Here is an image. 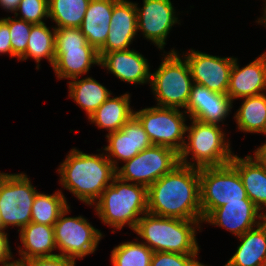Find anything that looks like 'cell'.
Listing matches in <instances>:
<instances>
[{"mask_svg": "<svg viewBox=\"0 0 266 266\" xmlns=\"http://www.w3.org/2000/svg\"><path fill=\"white\" fill-rule=\"evenodd\" d=\"M147 212L168 218L203 220L199 168L178 164L149 186Z\"/></svg>", "mask_w": 266, "mask_h": 266, "instance_id": "6da1fadb", "label": "cell"}, {"mask_svg": "<svg viewBox=\"0 0 266 266\" xmlns=\"http://www.w3.org/2000/svg\"><path fill=\"white\" fill-rule=\"evenodd\" d=\"M104 154H87L73 148L57 170L61 185L90 206L116 176V169Z\"/></svg>", "mask_w": 266, "mask_h": 266, "instance_id": "7a4b0ae2", "label": "cell"}, {"mask_svg": "<svg viewBox=\"0 0 266 266\" xmlns=\"http://www.w3.org/2000/svg\"><path fill=\"white\" fill-rule=\"evenodd\" d=\"M202 222L203 220L168 218L146 212L138 220L134 231L153 252L198 254L196 230H199Z\"/></svg>", "mask_w": 266, "mask_h": 266, "instance_id": "3957f363", "label": "cell"}, {"mask_svg": "<svg viewBox=\"0 0 266 266\" xmlns=\"http://www.w3.org/2000/svg\"><path fill=\"white\" fill-rule=\"evenodd\" d=\"M95 211L104 224L119 230L126 224L134 231L147 212V187L115 176L95 202Z\"/></svg>", "mask_w": 266, "mask_h": 266, "instance_id": "277c9868", "label": "cell"}, {"mask_svg": "<svg viewBox=\"0 0 266 266\" xmlns=\"http://www.w3.org/2000/svg\"><path fill=\"white\" fill-rule=\"evenodd\" d=\"M191 125L186 126L188 133L182 151L179 153L180 164L195 167H214L230 163L234 154L231 151L229 140L220 125L203 123L190 119ZM192 154L189 162L187 157Z\"/></svg>", "mask_w": 266, "mask_h": 266, "instance_id": "5b68a950", "label": "cell"}, {"mask_svg": "<svg viewBox=\"0 0 266 266\" xmlns=\"http://www.w3.org/2000/svg\"><path fill=\"white\" fill-rule=\"evenodd\" d=\"M192 84L189 64L175 49L166 53L159 68L151 73L150 86L160 107L185 109Z\"/></svg>", "mask_w": 266, "mask_h": 266, "instance_id": "8992f818", "label": "cell"}, {"mask_svg": "<svg viewBox=\"0 0 266 266\" xmlns=\"http://www.w3.org/2000/svg\"><path fill=\"white\" fill-rule=\"evenodd\" d=\"M100 65L98 50L90 45L80 28H55V63L58 79H73L86 74L92 65Z\"/></svg>", "mask_w": 266, "mask_h": 266, "instance_id": "52a82bcc", "label": "cell"}, {"mask_svg": "<svg viewBox=\"0 0 266 266\" xmlns=\"http://www.w3.org/2000/svg\"><path fill=\"white\" fill-rule=\"evenodd\" d=\"M203 221L227 202L249 199L237 169L231 164L199 169Z\"/></svg>", "mask_w": 266, "mask_h": 266, "instance_id": "ba28073f", "label": "cell"}, {"mask_svg": "<svg viewBox=\"0 0 266 266\" xmlns=\"http://www.w3.org/2000/svg\"><path fill=\"white\" fill-rule=\"evenodd\" d=\"M38 191L26 174L0 172V222L21 229L31 222V210Z\"/></svg>", "mask_w": 266, "mask_h": 266, "instance_id": "9c48e42d", "label": "cell"}, {"mask_svg": "<svg viewBox=\"0 0 266 266\" xmlns=\"http://www.w3.org/2000/svg\"><path fill=\"white\" fill-rule=\"evenodd\" d=\"M180 109L149 107L134 112L153 145L165 146L180 153L185 144V114Z\"/></svg>", "mask_w": 266, "mask_h": 266, "instance_id": "30bf717a", "label": "cell"}, {"mask_svg": "<svg viewBox=\"0 0 266 266\" xmlns=\"http://www.w3.org/2000/svg\"><path fill=\"white\" fill-rule=\"evenodd\" d=\"M124 163L120 169H116V176L147 188L180 164L179 153L159 145L144 149Z\"/></svg>", "mask_w": 266, "mask_h": 266, "instance_id": "8fae6325", "label": "cell"}, {"mask_svg": "<svg viewBox=\"0 0 266 266\" xmlns=\"http://www.w3.org/2000/svg\"><path fill=\"white\" fill-rule=\"evenodd\" d=\"M68 206L54 224V239L60 255L69 258H82L97 249L102 233L94 228L83 216L65 217Z\"/></svg>", "mask_w": 266, "mask_h": 266, "instance_id": "7c38bea8", "label": "cell"}, {"mask_svg": "<svg viewBox=\"0 0 266 266\" xmlns=\"http://www.w3.org/2000/svg\"><path fill=\"white\" fill-rule=\"evenodd\" d=\"M183 57L189 64L193 83L227 94L234 57L213 56L193 49Z\"/></svg>", "mask_w": 266, "mask_h": 266, "instance_id": "4fadbf2b", "label": "cell"}, {"mask_svg": "<svg viewBox=\"0 0 266 266\" xmlns=\"http://www.w3.org/2000/svg\"><path fill=\"white\" fill-rule=\"evenodd\" d=\"M137 10V30L163 50L172 26L179 22L171 0H143V7Z\"/></svg>", "mask_w": 266, "mask_h": 266, "instance_id": "5bb4252c", "label": "cell"}, {"mask_svg": "<svg viewBox=\"0 0 266 266\" xmlns=\"http://www.w3.org/2000/svg\"><path fill=\"white\" fill-rule=\"evenodd\" d=\"M106 137L109 144L103 149L115 169L120 168L117 164L118 160L126 162L153 145L135 116L128 120L120 130L108 133Z\"/></svg>", "mask_w": 266, "mask_h": 266, "instance_id": "9a60e30c", "label": "cell"}, {"mask_svg": "<svg viewBox=\"0 0 266 266\" xmlns=\"http://www.w3.org/2000/svg\"><path fill=\"white\" fill-rule=\"evenodd\" d=\"M259 211L250 199H241L216 208L203 222L226 228L238 237L266 219L265 213Z\"/></svg>", "mask_w": 266, "mask_h": 266, "instance_id": "2e32d148", "label": "cell"}, {"mask_svg": "<svg viewBox=\"0 0 266 266\" xmlns=\"http://www.w3.org/2000/svg\"><path fill=\"white\" fill-rule=\"evenodd\" d=\"M232 103L227 94L193 83L185 112L190 119L219 125L231 112Z\"/></svg>", "mask_w": 266, "mask_h": 266, "instance_id": "e0dca14e", "label": "cell"}, {"mask_svg": "<svg viewBox=\"0 0 266 266\" xmlns=\"http://www.w3.org/2000/svg\"><path fill=\"white\" fill-rule=\"evenodd\" d=\"M100 66L106 68L121 81L144 84L151 80L149 63L136 50H119L99 53Z\"/></svg>", "mask_w": 266, "mask_h": 266, "instance_id": "ac0fdd59", "label": "cell"}, {"mask_svg": "<svg viewBox=\"0 0 266 266\" xmlns=\"http://www.w3.org/2000/svg\"><path fill=\"white\" fill-rule=\"evenodd\" d=\"M109 33L99 53L128 50L137 35V10L135 2L119 0L114 6L109 25Z\"/></svg>", "mask_w": 266, "mask_h": 266, "instance_id": "d6986e66", "label": "cell"}, {"mask_svg": "<svg viewBox=\"0 0 266 266\" xmlns=\"http://www.w3.org/2000/svg\"><path fill=\"white\" fill-rule=\"evenodd\" d=\"M266 90V52L250 62L248 65L239 68L237 58L230 71L228 97L234 101L236 98L262 94Z\"/></svg>", "mask_w": 266, "mask_h": 266, "instance_id": "ffe728a7", "label": "cell"}, {"mask_svg": "<svg viewBox=\"0 0 266 266\" xmlns=\"http://www.w3.org/2000/svg\"><path fill=\"white\" fill-rule=\"evenodd\" d=\"M119 0H91L80 26L87 42L99 50L106 42L113 6Z\"/></svg>", "mask_w": 266, "mask_h": 266, "instance_id": "44dd1931", "label": "cell"}, {"mask_svg": "<svg viewBox=\"0 0 266 266\" xmlns=\"http://www.w3.org/2000/svg\"><path fill=\"white\" fill-rule=\"evenodd\" d=\"M230 163L237 169L247 197L260 210H264L266 208V167L251 155L245 158L234 155Z\"/></svg>", "mask_w": 266, "mask_h": 266, "instance_id": "7402d4cb", "label": "cell"}, {"mask_svg": "<svg viewBox=\"0 0 266 266\" xmlns=\"http://www.w3.org/2000/svg\"><path fill=\"white\" fill-rule=\"evenodd\" d=\"M18 231H20V241L24 249L19 248L21 258L17 261L25 262L32 258L58 255L52 252L57 248L54 239V226L30 222Z\"/></svg>", "mask_w": 266, "mask_h": 266, "instance_id": "603a6c76", "label": "cell"}, {"mask_svg": "<svg viewBox=\"0 0 266 266\" xmlns=\"http://www.w3.org/2000/svg\"><path fill=\"white\" fill-rule=\"evenodd\" d=\"M241 244L224 266H265L266 219L256 228L238 236Z\"/></svg>", "mask_w": 266, "mask_h": 266, "instance_id": "cb8c5ba5", "label": "cell"}, {"mask_svg": "<svg viewBox=\"0 0 266 266\" xmlns=\"http://www.w3.org/2000/svg\"><path fill=\"white\" fill-rule=\"evenodd\" d=\"M134 112L130 107V94L126 93L119 97L110 96L88 119L111 133L120 130L134 116Z\"/></svg>", "mask_w": 266, "mask_h": 266, "instance_id": "d4e9b609", "label": "cell"}, {"mask_svg": "<svg viewBox=\"0 0 266 266\" xmlns=\"http://www.w3.org/2000/svg\"><path fill=\"white\" fill-rule=\"evenodd\" d=\"M69 82V97L72 98L88 115V118L112 94L105 86L92 77L79 79L73 78Z\"/></svg>", "mask_w": 266, "mask_h": 266, "instance_id": "484cf974", "label": "cell"}, {"mask_svg": "<svg viewBox=\"0 0 266 266\" xmlns=\"http://www.w3.org/2000/svg\"><path fill=\"white\" fill-rule=\"evenodd\" d=\"M243 100L234 116L238 130L266 134V94L263 92Z\"/></svg>", "mask_w": 266, "mask_h": 266, "instance_id": "4316f807", "label": "cell"}, {"mask_svg": "<svg viewBox=\"0 0 266 266\" xmlns=\"http://www.w3.org/2000/svg\"><path fill=\"white\" fill-rule=\"evenodd\" d=\"M52 29L53 31L45 23L32 25L26 52L19 60L25 61L28 57H32L37 62L38 70L41 59L47 58L53 67L55 63V27Z\"/></svg>", "mask_w": 266, "mask_h": 266, "instance_id": "83f0119b", "label": "cell"}, {"mask_svg": "<svg viewBox=\"0 0 266 266\" xmlns=\"http://www.w3.org/2000/svg\"><path fill=\"white\" fill-rule=\"evenodd\" d=\"M91 0H48L49 18L57 27L80 28Z\"/></svg>", "mask_w": 266, "mask_h": 266, "instance_id": "f1b7e54d", "label": "cell"}, {"mask_svg": "<svg viewBox=\"0 0 266 266\" xmlns=\"http://www.w3.org/2000/svg\"><path fill=\"white\" fill-rule=\"evenodd\" d=\"M68 206L60 190L52 195L37 192L32 205L31 222L54 226Z\"/></svg>", "mask_w": 266, "mask_h": 266, "instance_id": "f546056e", "label": "cell"}, {"mask_svg": "<svg viewBox=\"0 0 266 266\" xmlns=\"http://www.w3.org/2000/svg\"><path fill=\"white\" fill-rule=\"evenodd\" d=\"M153 251L143 242H124L111 252L113 266H151Z\"/></svg>", "mask_w": 266, "mask_h": 266, "instance_id": "4dcf8cb0", "label": "cell"}, {"mask_svg": "<svg viewBox=\"0 0 266 266\" xmlns=\"http://www.w3.org/2000/svg\"><path fill=\"white\" fill-rule=\"evenodd\" d=\"M2 19L9 25L12 57L19 59L26 52L28 38L33 24L19 18L12 19L11 17H6Z\"/></svg>", "mask_w": 266, "mask_h": 266, "instance_id": "1f68e13d", "label": "cell"}, {"mask_svg": "<svg viewBox=\"0 0 266 266\" xmlns=\"http://www.w3.org/2000/svg\"><path fill=\"white\" fill-rule=\"evenodd\" d=\"M19 14H21L19 19L25 20L33 25L43 24V19L46 17L49 18L48 0H21L16 10L15 18Z\"/></svg>", "mask_w": 266, "mask_h": 266, "instance_id": "d6a6232c", "label": "cell"}, {"mask_svg": "<svg viewBox=\"0 0 266 266\" xmlns=\"http://www.w3.org/2000/svg\"><path fill=\"white\" fill-rule=\"evenodd\" d=\"M197 256L198 254L153 252L151 266H206L197 261Z\"/></svg>", "mask_w": 266, "mask_h": 266, "instance_id": "836d02e7", "label": "cell"}, {"mask_svg": "<svg viewBox=\"0 0 266 266\" xmlns=\"http://www.w3.org/2000/svg\"><path fill=\"white\" fill-rule=\"evenodd\" d=\"M75 261V258L65 257L58 253V255L50 257L32 258L25 263L28 266H75Z\"/></svg>", "mask_w": 266, "mask_h": 266, "instance_id": "e575fe53", "label": "cell"}, {"mask_svg": "<svg viewBox=\"0 0 266 266\" xmlns=\"http://www.w3.org/2000/svg\"><path fill=\"white\" fill-rule=\"evenodd\" d=\"M10 40L9 25L1 18L0 19V53H8L12 57V46Z\"/></svg>", "mask_w": 266, "mask_h": 266, "instance_id": "d590c367", "label": "cell"}, {"mask_svg": "<svg viewBox=\"0 0 266 266\" xmlns=\"http://www.w3.org/2000/svg\"><path fill=\"white\" fill-rule=\"evenodd\" d=\"M13 258L11 248L9 245L7 233L3 229H0V264L2 266H8L13 261H9Z\"/></svg>", "mask_w": 266, "mask_h": 266, "instance_id": "8d00e7d4", "label": "cell"}, {"mask_svg": "<svg viewBox=\"0 0 266 266\" xmlns=\"http://www.w3.org/2000/svg\"><path fill=\"white\" fill-rule=\"evenodd\" d=\"M20 1L21 0H0V6H2L3 9H6L7 12L11 11L15 14Z\"/></svg>", "mask_w": 266, "mask_h": 266, "instance_id": "74e56055", "label": "cell"}, {"mask_svg": "<svg viewBox=\"0 0 266 266\" xmlns=\"http://www.w3.org/2000/svg\"><path fill=\"white\" fill-rule=\"evenodd\" d=\"M254 157L266 167V142L254 151Z\"/></svg>", "mask_w": 266, "mask_h": 266, "instance_id": "f35d334b", "label": "cell"}, {"mask_svg": "<svg viewBox=\"0 0 266 266\" xmlns=\"http://www.w3.org/2000/svg\"><path fill=\"white\" fill-rule=\"evenodd\" d=\"M8 266H28L25 262L14 260Z\"/></svg>", "mask_w": 266, "mask_h": 266, "instance_id": "ab89813d", "label": "cell"}, {"mask_svg": "<svg viewBox=\"0 0 266 266\" xmlns=\"http://www.w3.org/2000/svg\"><path fill=\"white\" fill-rule=\"evenodd\" d=\"M265 4H266V2H265ZM264 12H265L264 15H263L264 17H261V19L259 18L257 23H260V24L262 23V24H264L266 26V6L264 8Z\"/></svg>", "mask_w": 266, "mask_h": 266, "instance_id": "60d3db41", "label": "cell"}]
</instances>
